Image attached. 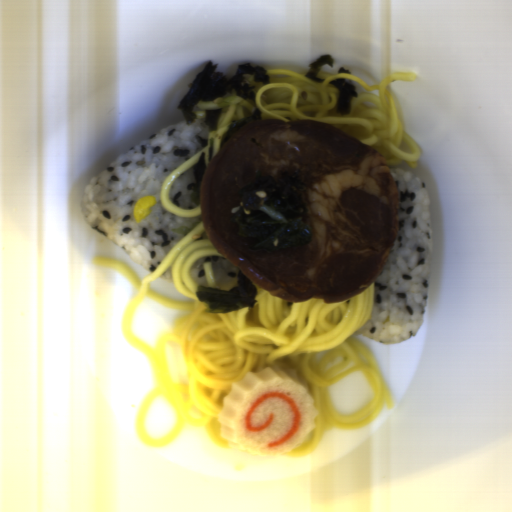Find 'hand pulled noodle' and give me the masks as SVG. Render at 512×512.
Masks as SVG:
<instances>
[{
	"label": "hand pulled noodle",
	"instance_id": "obj_1",
	"mask_svg": "<svg viewBox=\"0 0 512 512\" xmlns=\"http://www.w3.org/2000/svg\"><path fill=\"white\" fill-rule=\"evenodd\" d=\"M202 256H223L211 243L203 222L178 241L143 278L130 264L117 258L103 255L92 259L94 266L120 272L137 291L121 319V333L147 355L154 381L140 404L135 423L144 446H166L191 426L204 427L215 445L231 449L220 435L219 414L224 399L247 372H259L266 367L294 370L309 386L318 411L308 443L284 453L290 457L312 453L329 429L360 430L370 425L384 406L394 409L392 393L374 356L354 336L371 316L375 281L354 297L335 303L313 297L292 303L253 281L254 307L212 314L206 312L205 302L197 300L195 292L199 285L190 273L191 266ZM171 265L173 282L181 293L192 298L189 303L150 290V282ZM142 298L185 310L172 330L165 331L152 347L130 334V323ZM361 371L370 379L374 392L371 400L358 412L337 413L329 401L330 386ZM162 398L172 406L176 425L170 434L152 439L144 432V414L154 399Z\"/></svg>",
	"mask_w": 512,
	"mask_h": 512
},
{
	"label": "hand pulled noodle",
	"instance_id": "obj_2",
	"mask_svg": "<svg viewBox=\"0 0 512 512\" xmlns=\"http://www.w3.org/2000/svg\"><path fill=\"white\" fill-rule=\"evenodd\" d=\"M308 70L296 72L267 69L268 84L256 82L251 74H243L242 85L254 87V100H244L232 90L224 97L196 104L193 107L196 118L205 119L207 109L222 108V113L216 130L208 132L204 148L165 178L160 189V202L165 209L184 218L202 215L201 204L192 209L174 204L170 198V189L181 173L196 165L201 152L205 153L206 171L221 149L228 126L252 115L255 109L262 111V121H318L376 150L388 167L409 163L412 168H416L422 151L414 138L404 132L394 98L387 90L393 83L415 80L416 73L393 72L385 76L379 85H368L360 77L321 68L317 76L324 81L317 83L305 77ZM342 77L353 80L358 93L357 99H353L350 114L345 116L335 114L339 91L329 85V81Z\"/></svg>",
	"mask_w": 512,
	"mask_h": 512
},
{
	"label": "hand pulled noodle",
	"instance_id": "obj_3",
	"mask_svg": "<svg viewBox=\"0 0 512 512\" xmlns=\"http://www.w3.org/2000/svg\"><path fill=\"white\" fill-rule=\"evenodd\" d=\"M202 270L207 283L206 287L220 288L225 291H230L233 287L238 285L237 277L227 284H219L214 273L212 262L210 261L204 262Z\"/></svg>",
	"mask_w": 512,
	"mask_h": 512
}]
</instances>
